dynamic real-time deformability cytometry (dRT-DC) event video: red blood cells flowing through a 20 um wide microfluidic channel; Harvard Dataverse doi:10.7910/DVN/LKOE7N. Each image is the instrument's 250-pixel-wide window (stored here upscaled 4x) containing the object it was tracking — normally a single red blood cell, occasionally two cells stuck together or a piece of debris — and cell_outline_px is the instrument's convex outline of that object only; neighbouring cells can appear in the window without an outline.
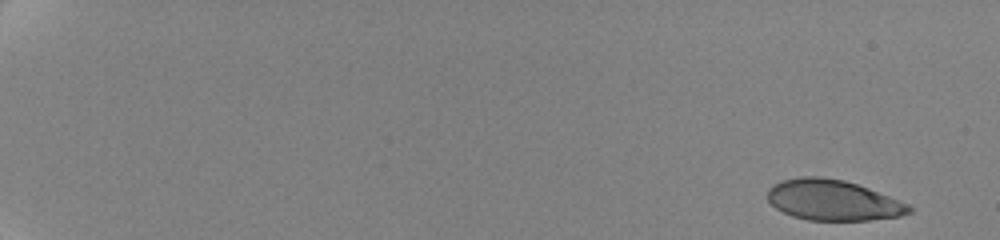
{"species": "human", "species_latin": "Homo sapiens", "temperature_condition": "cold", "stored_images_in_passage": 28, "camera_frame_rate_fps": 3000, "um_per_image_px": 0.085, "donor": {"sex": "female"}, "frame": {"image": 1, "passage_image": 1, "time_ms": 0.0, "image_size_px": [1000, 240], "cell_outline_px": [[912, 212], [900, 216], [868, 220], [808, 220], [792, 216], [776, 208], [768, 200], [768, 188], [772, 184], [784, 180], [800, 176], [816, 176], [844, 180], [868, 188], [908, 204], [912, 208]], "centroid_in_image_um": [70.78, 17.01], "position_along_channel_um": 14.2, "area_um2": 33.23}}
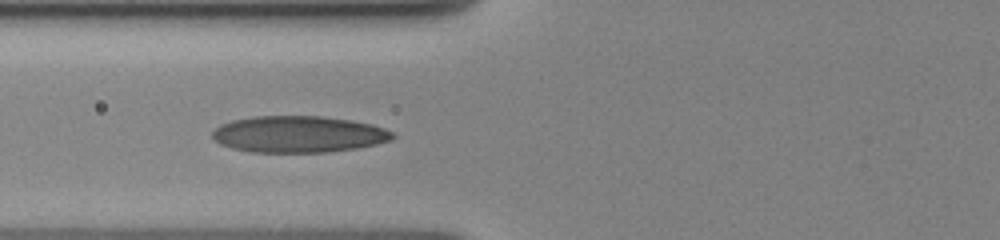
{"frame": {"image": 2, "passage_image": 20, "time_ms": 8.0, "image_size_px": [1000, 240], "cell_outline_px": [[396, 136], [392, 140], [376, 144], [356, 148], [328, 152], [248, 152], [232, 148], [220, 144], [212, 136], [212, 132], [220, 124], [232, 120], [252, 116], [320, 116], [348, 120], [372, 124], [384, 128], [392, 132]], "centroid_in_image_um": [25.36, 11.41], "position_along_channel_um": 100.4, "area_um2": 38.44}}
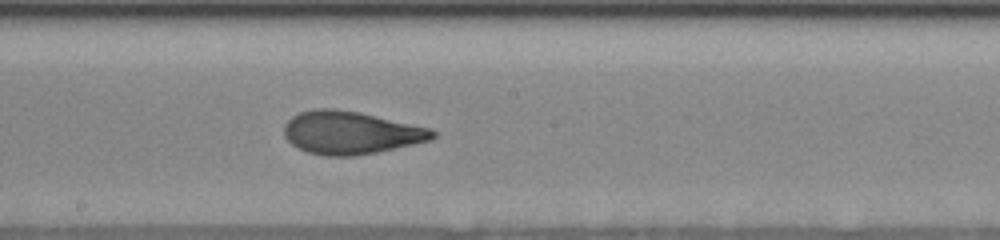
{"frame": {"image": 3, "passage_image": 28, "time_ms": 11.333, "image_size_px": [1000, 240], "cell_outline_px": [[436, 136], [428, 140], [412, 144], [376, 152], [352, 156], [328, 156], [308, 152], [292, 144], [284, 136], [284, 124], [292, 116], [300, 112], [316, 108], [332, 108], [360, 112], [432, 128], [436, 132]], "centroid_in_image_um": [29.8, 11.26], "position_along_channel_um": 218.4, "area_um2": 36.93}}